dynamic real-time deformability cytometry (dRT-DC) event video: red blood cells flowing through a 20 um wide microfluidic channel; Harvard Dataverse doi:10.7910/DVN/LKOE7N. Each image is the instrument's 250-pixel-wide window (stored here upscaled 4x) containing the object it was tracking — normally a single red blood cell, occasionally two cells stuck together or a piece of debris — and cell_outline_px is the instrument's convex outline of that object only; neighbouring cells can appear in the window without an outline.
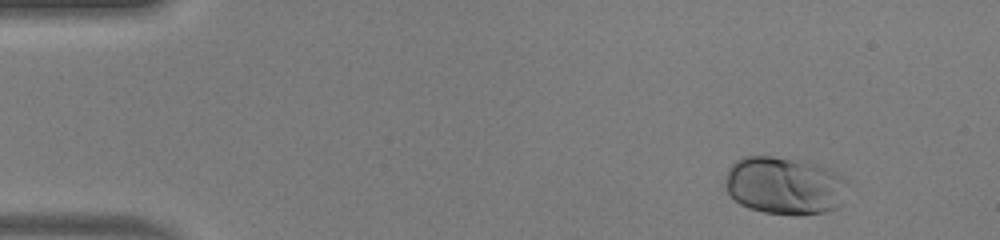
{"species": "human", "species_latin": "Homo sapiens", "temperature_condition": "warm", "stored_images_in_passage": 45, "camera_frame_rate_fps": 3000, "um_per_image_px": 0.085, "donor": {"sex": "male"}, "frame": {"image": 1, "passage_image": 1, "time_ms": 0.0, "image_size_px": [1000, 240], "cell_outline_px": [[848, 184], [836, 208], [828, 212], [804, 216], [800, 216], [764, 212], [748, 208], [740, 204], [728, 192], [724, 184], [728, 168], [736, 160], [744, 156], [772, 156], [804, 160], [828, 168], [836, 172]], "centroid_in_image_um": [66.66, 15.78], "position_along_channel_um": 18.3, "area_um2": 41.44}}
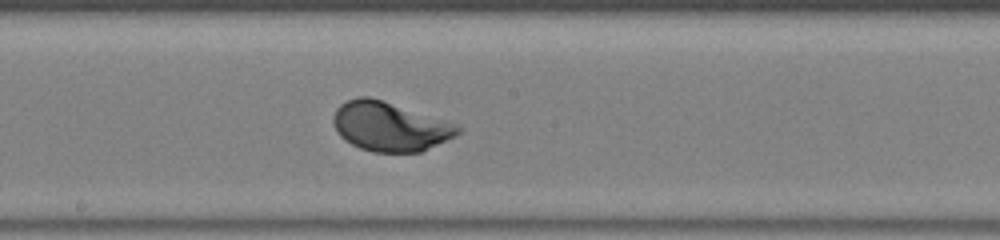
{"frame": {"image": 2, "passage_image": 23, "time_ms": 7.333, "image_size_px": [1000, 240], "cell_outline_px": [[464, 128], [460, 132], [420, 152], [372, 152], [360, 148], [344, 140], [336, 132], [332, 120], [332, 116], [336, 108], [340, 104], [356, 96], [368, 96], [456, 124]], "centroid_in_image_um": [33.06, 10.75], "position_along_channel_um": 215.1, "area_um2": 35.26}}
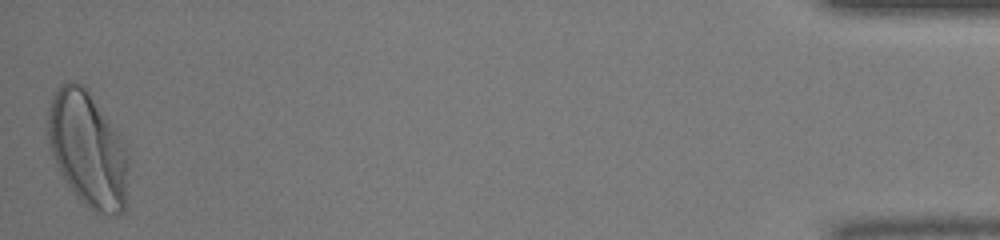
{"frame": {"image": 3, "passage_image": 45, "time_ms": 14.667, "image_size_px": [1000, 240], "cell_outline_px": [[128, 164], [124, 212], [116, 216], [112, 216], [92, 212], [76, 196], [60, 172], [56, 164], [48, 144], [48, 108], [52, 96], [56, 88], [60, 84], [72, 80], [80, 84], [88, 92], [120, 136], [128, 148]], "centroid_in_image_um": [7.46, 12.73], "position_along_channel_um": 427.7, "area_um2": 53.99}, "authors_computed_cell_mechanics": {"area_um2": 35.6048, "velocity_mm_per_s": 4.1511, "shape_relaxation_time_tau1_ms": 1.3879, "shape_relaxation_time_tau2_ms": null, "deformation_change_tau1": 0.1401, "deformation_change_tau2": null}}